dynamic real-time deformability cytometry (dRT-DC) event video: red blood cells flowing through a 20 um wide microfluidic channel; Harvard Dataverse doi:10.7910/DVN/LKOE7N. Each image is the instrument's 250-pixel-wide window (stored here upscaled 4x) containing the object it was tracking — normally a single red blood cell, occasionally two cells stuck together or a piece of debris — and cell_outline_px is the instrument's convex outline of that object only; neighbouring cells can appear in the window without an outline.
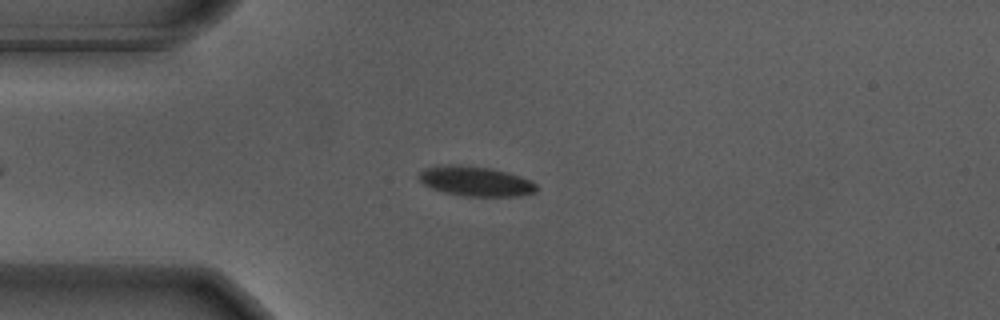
{"species": "Egyptian fruit bat (a non-hibernating species)", "species_latin": "Rousettus aegyptiacus", "temperature_condition": "warm", "stored_images_in_passage": 52, "camera_frame_rate_fps": 3000, "um_per_image_px": 0.085, "animal": {"sex": "male"}, "frame": {"image": 1, "passage_image": 14, "time_ms": 4.333, "image_size_px": [1000, 320], "cell_outline_px": [[536, 192], [520, 196], [468, 196], [444, 192], [432, 188], [424, 184], [420, 180], [420, 172], [424, 168], [440, 164], [456, 164], [492, 168], [508, 172], [532, 180], [536, 184]], "centroid_in_image_um": [40.44, 15.39], "position_along_channel_um": 44.6, "area_um2": 20.52}}
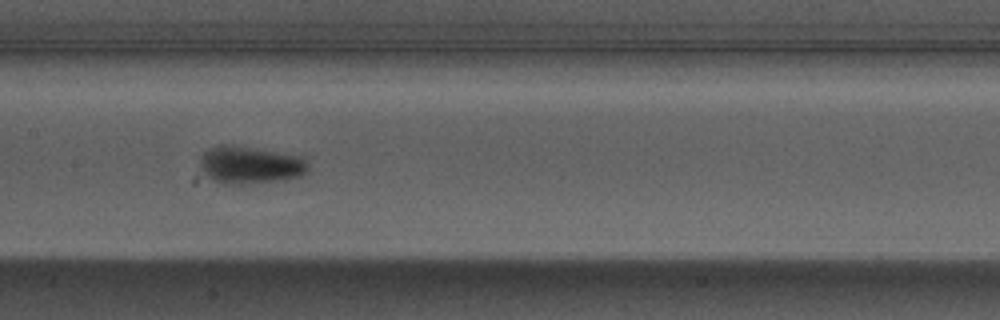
{"frame": {"image": 2, "passage_image": 27, "time_ms": 8.667, "image_size_px": [1000, 320], "cell_outline_px": [[308, 172], [300, 176], [276, 180], [244, 184], [224, 184], [212, 180], [200, 168], [200, 160], [204, 152], [220, 144], [232, 144], [304, 156], [308, 164]], "centroid_in_image_um": [21.27, 14.0], "position_along_channel_um": 186.1, "area_um2": 23.7}}
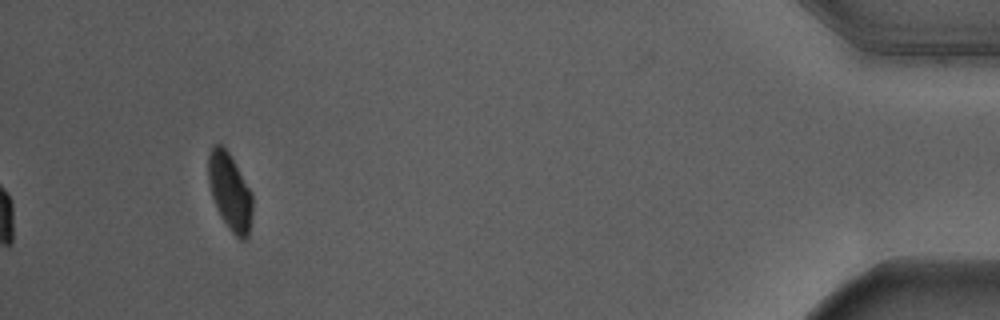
{"frame": {"image": 3, "passage_image": 52, "time_ms": 17.0, "image_size_px": [1000, 320], "cell_outline_px": [[252, 212], [248, 236], [244, 240], [240, 240], [228, 228], [220, 216], [216, 208], [208, 184], [208, 152], [212, 144], [220, 144], [228, 152], [252, 192]], "centroid_in_image_um": [19.52, 16.29], "position_along_channel_um": 415.7, "area_um2": 19.88}, "authors_computed_cell_mechanics": {"area_um2": 20.519, "velocity_mm_per_s": 3.6619, "shape_relaxation_time_tau1_ms": 2.203, "shape_relaxation_time_tau2_ms": null, "deformation_change_tau1": 0.1319, "deformation_change_tau2": null}}